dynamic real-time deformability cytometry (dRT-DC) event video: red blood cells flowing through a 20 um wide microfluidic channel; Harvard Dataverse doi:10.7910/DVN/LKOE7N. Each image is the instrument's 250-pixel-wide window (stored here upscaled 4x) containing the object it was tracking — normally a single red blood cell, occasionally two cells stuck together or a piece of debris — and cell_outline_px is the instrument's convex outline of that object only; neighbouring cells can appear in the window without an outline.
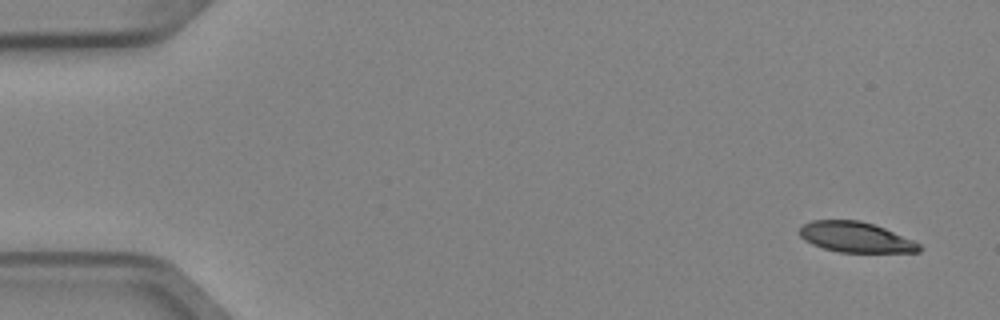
{"species": "Egyptian fruit bat (a non-hibernating species)", "species_latin": "Rousettus aegyptiacus", "temperature_condition": "cold", "stored_images_in_passage": 4, "camera_frame_rate_fps": 3000, "um_per_image_px": 0.085, "animal": {"sex": "female"}, "frame": {"image": 1, "passage_image": 1, "time_ms": 0.0, "image_size_px": [1000, 320], "cell_outline_px": [[924, 248], [920, 252], [840, 252], [824, 248], [812, 244], [804, 240], [800, 236], [800, 228], [804, 224], [812, 220], [860, 220], [884, 228], [912, 240], [920, 244]], "centroid_in_image_um": [72.74, 20.16], "position_along_channel_um": 12.3, "area_um2": 21.04}}
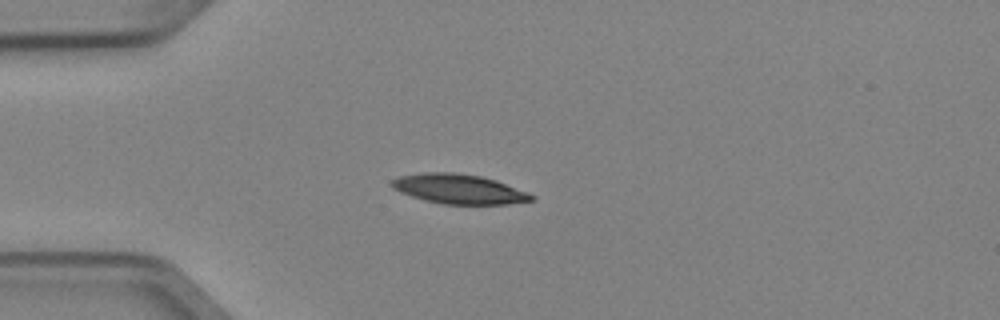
{"frame": {"image": 2, "passage_image": 4, "time_ms": 1.0, "image_size_px": [1000, 320], "cell_outline_px": [[536, 200], [508, 204], [444, 204], [424, 200], [400, 192], [392, 188], [392, 180], [400, 176], [424, 172], [452, 172], [480, 176], [496, 180], [528, 192], [536, 196]], "centroid_in_image_um": [39.05, 16.07], "position_along_channel_um": 46.0, "area_um2": 24.1}}